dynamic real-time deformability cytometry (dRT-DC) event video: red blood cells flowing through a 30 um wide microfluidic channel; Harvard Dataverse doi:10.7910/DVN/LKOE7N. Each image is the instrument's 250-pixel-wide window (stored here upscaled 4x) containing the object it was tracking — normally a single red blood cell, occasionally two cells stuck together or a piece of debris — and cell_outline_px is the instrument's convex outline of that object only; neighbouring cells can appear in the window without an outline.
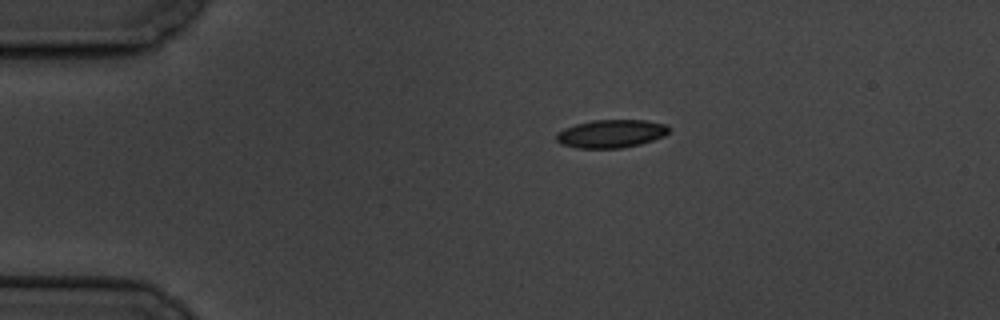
{"species": "common noctule bat (a hibernating species)", "species_latin": "Nyctalus noctula", "temperature_condition": "cold", "stored_images_in_passage": 4, "camera_frame_rate_fps": 3000, "um_per_image_px": 0.085, "animal": {"sex": "male", "body_mass_g": 19.5, "forearm_length_mm": 54.6}, "frame": {"image": 1, "passage_image": 1, "time_ms": 0.0, "image_size_px": [1000, 320], "cell_outline_px": [[672, 128], [664, 136], [640, 144], [620, 148], [576, 148], [560, 144], [556, 140], [556, 132], [564, 128], [576, 124], [592, 120], [648, 120], [664, 124]], "centroid_in_image_um": [51.93, 11.36], "position_along_channel_um": 33.1, "area_um2": 18.55}}
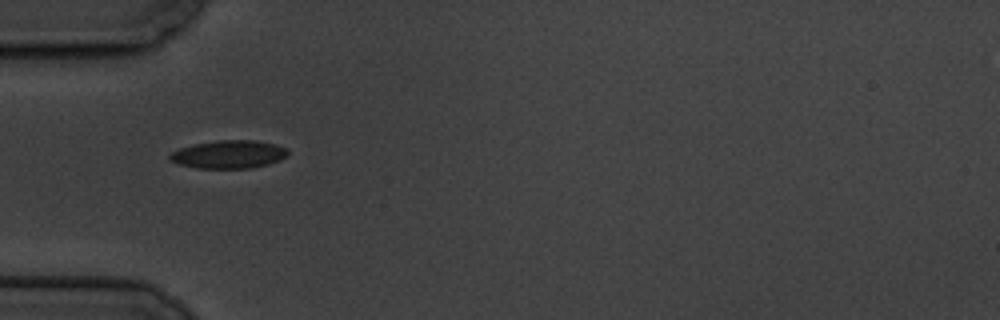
{"frame": {"image": 2, "passage_image": 3, "time_ms": 2.333, "image_size_px": [1000, 320], "cell_outline_px": [[288, 156], [280, 160], [268, 164], [248, 168], [196, 168], [180, 164], [168, 160], [168, 156], [172, 152], [180, 148], [192, 144], [220, 140], [256, 140], [276, 144], [288, 148]], "centroid_in_image_um": [19.46, 13.11], "position_along_channel_um": 65.5, "area_um2": 19.42}}
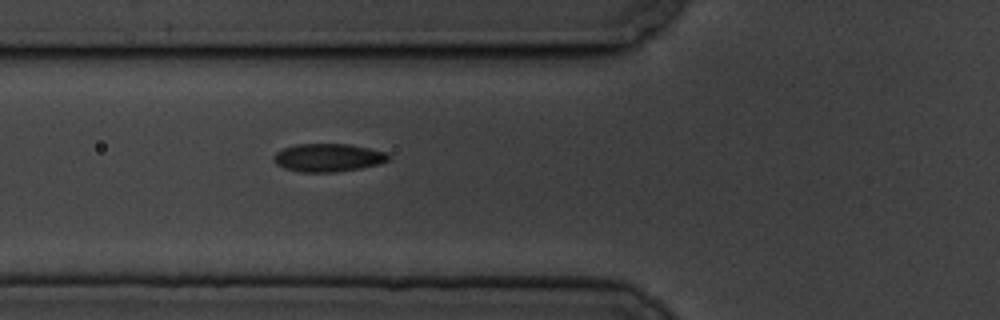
{"frame": {"image": 3, "passage_image": 4, "time_ms": 3.333, "image_size_px": [1000, 320], "cell_outline_px": [[392, 156], [388, 160], [380, 164], [360, 168], [336, 172], [300, 172], [284, 168], [276, 164], [272, 156], [276, 152], [284, 148], [296, 144], [352, 144], [388, 152]], "centroid_in_image_um": [27.92, 13.39], "position_along_channel_um": 97.9, "area_um2": 19.02}}